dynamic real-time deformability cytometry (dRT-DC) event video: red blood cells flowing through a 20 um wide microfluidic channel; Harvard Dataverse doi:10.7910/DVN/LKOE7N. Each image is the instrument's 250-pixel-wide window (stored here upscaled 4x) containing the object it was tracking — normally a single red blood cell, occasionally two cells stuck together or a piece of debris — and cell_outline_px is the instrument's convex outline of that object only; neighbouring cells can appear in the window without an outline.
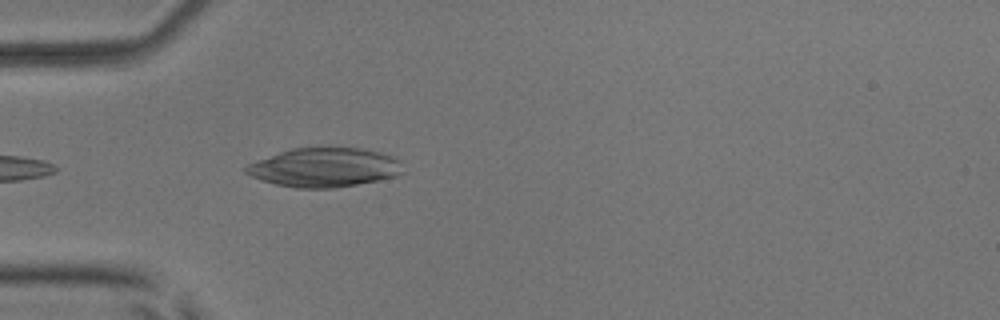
{"species": "common noctule bat (a hibernating species)", "species_latin": "Nyctalus noctula", "temperature_condition": "room temperature", "stored_images_in_passage": 5, "camera_frame_rate_fps": 3000, "um_per_image_px": 0.085, "animal": {"sex": "male", "body_mass_g": 17.9, "forearm_length_mm": 54.2}, "frame": {"image": 1, "passage_image": 5, "time_ms": 5.333, "image_size_px": [1000, 320], "cell_outline_px": [[404, 172], [396, 176], [380, 180], [332, 188], [296, 188], [276, 184], [260, 180], [244, 172], [244, 168], [248, 164], [280, 152], [292, 148], [364, 148], [396, 156], [400, 160]], "centroid_in_image_um": [27.62, 14.23], "position_along_channel_um": 57.4, "area_um2": 35.78}}